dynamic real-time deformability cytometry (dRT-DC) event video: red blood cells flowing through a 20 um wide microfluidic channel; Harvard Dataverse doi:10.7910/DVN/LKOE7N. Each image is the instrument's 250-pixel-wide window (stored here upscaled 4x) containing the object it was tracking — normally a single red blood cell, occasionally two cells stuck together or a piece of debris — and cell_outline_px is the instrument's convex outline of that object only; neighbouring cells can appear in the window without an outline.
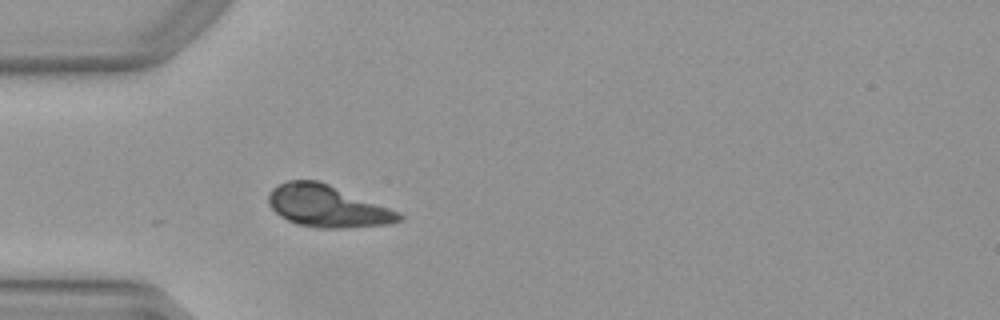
{"species": "Egyptian fruit bat (a non-hibernating species)", "species_latin": "Rousettus aegyptiacus", "temperature_condition": "warm", "stored_images_in_passage": 6, "camera_frame_rate_fps": 3000, "um_per_image_px": 0.085, "animal": {"sex": "female"}, "frame": {"image": 1, "passage_image": 1, "time_ms": 0.0, "image_size_px": [1000, 320], "cell_outline_px": [[404, 216], [400, 220], [388, 224], [344, 228], [316, 228], [296, 224], [280, 216], [268, 204], [268, 196], [272, 188], [288, 180], [320, 180], [400, 212]], "centroid_in_image_um": [27.81, 17.52], "position_along_channel_um": 57.2, "area_um2": 31.91}}
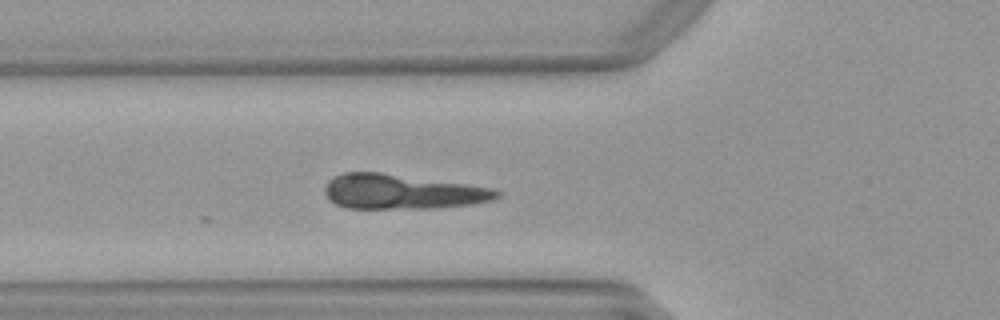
{"frame": {"image": 2, "passage_image": 4, "time_ms": 1.0, "image_size_px": [1000, 320], "cell_outline_px": [[500, 196], [492, 200], [472, 204], [436, 208], [348, 208], [336, 204], [328, 200], [324, 192], [324, 188], [328, 180], [344, 172], [380, 172], [492, 188], [500, 192]], "centroid_in_image_um": [34.13, 16.3], "position_along_channel_um": 91.7, "area_um2": 34.62}}